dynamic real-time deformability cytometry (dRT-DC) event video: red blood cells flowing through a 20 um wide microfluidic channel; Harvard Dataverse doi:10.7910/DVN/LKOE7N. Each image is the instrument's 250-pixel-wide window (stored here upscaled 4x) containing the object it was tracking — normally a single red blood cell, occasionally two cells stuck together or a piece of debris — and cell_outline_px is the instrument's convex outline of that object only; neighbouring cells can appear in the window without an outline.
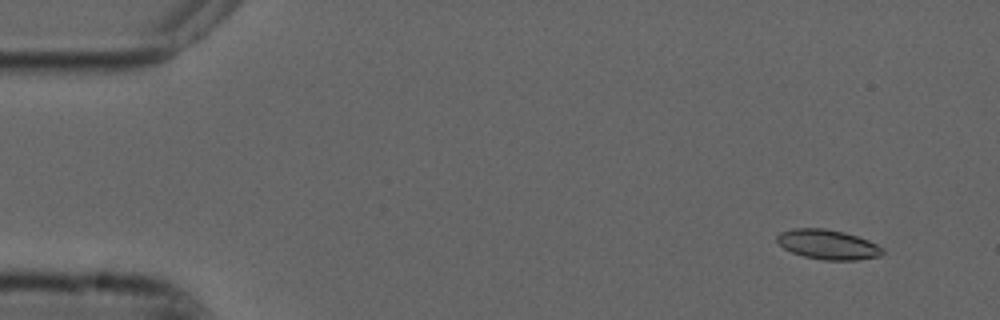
{"species": "common noctule bat (a hibernating species)", "species_latin": "Nyctalus noctula", "temperature_condition": "cold", "stored_images_in_passage": 55, "camera_frame_rate_fps": 3000, "um_per_image_px": 0.085, "animal": {"sex": "male", "forearm_length_mm": 52.5}, "frame": {"image": 1, "passage_image": 5, "time_ms": 1.333, "image_size_px": [1000, 320], "cell_outline_px": [[884, 252], [880, 256], [856, 260], [824, 260], [804, 256], [792, 252], [784, 248], [776, 240], [776, 236], [780, 232], [792, 228], [824, 228], [844, 232], [868, 240], [884, 248]], "centroid_in_image_um": [70.36, 20.78], "position_along_channel_um": 14.6, "area_um2": 18.26}}
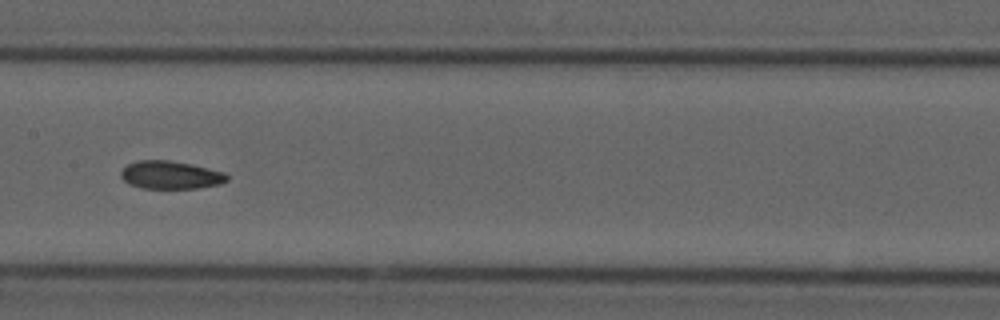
{"frame": {"image": 2, "passage_image": 28, "time_ms": 9.0, "image_size_px": [1000, 320], "cell_outline_px": [[228, 180], [220, 184], [196, 188], [140, 188], [128, 184], [120, 176], [120, 172], [128, 164], [140, 160], [168, 160], [192, 164], [224, 172], [228, 176]], "centroid_in_image_um": [14.49, 14.87], "position_along_channel_um": 192.9, "area_um2": 17.28}}
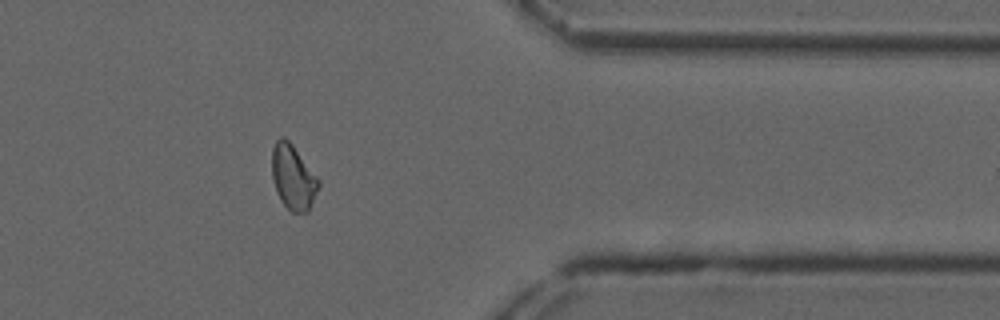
{"frame": {"image": 3, "passage_image": 45, "time_ms": 14.667, "image_size_px": [1000, 320], "cell_outline_px": [[320, 184], [308, 212], [292, 212], [280, 200], [276, 192], [272, 176], [272, 148], [276, 140], [280, 136], [284, 136], [292, 144], [320, 180]], "centroid_in_image_um": [24.9, 15.05], "position_along_channel_um": 386.5, "area_um2": 17.57}, "authors_computed_cell_mechanics": {"area_um2": 17.6868, "velocity_mm_per_s": 3.7306, "shape_relaxation_time_tau1_ms": null, "shape_relaxation_time_tau2_ms": 4.9024, "deformation_change_tau1": null, "deformation_change_tau2": 0.1037}}